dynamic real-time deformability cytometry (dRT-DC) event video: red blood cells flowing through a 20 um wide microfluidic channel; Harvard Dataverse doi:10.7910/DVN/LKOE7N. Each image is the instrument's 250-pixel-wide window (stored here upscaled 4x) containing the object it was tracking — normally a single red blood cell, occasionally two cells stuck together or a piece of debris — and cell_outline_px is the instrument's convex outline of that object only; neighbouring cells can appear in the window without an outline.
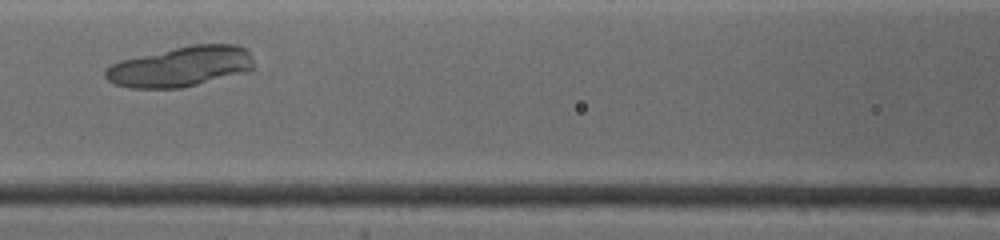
{"species": "common noctule bat (a hibernating species)", "species_latin": "Nyctalus noctula", "temperature_condition": "warm", "stored_images_in_passage": 15, "camera_frame_rate_fps": 4500, "um_per_image_px": 0.085, "animal": {"sex": "female", "body_mass_g": 19.0, "forearm_length_mm": 53.3}, "frame": {"image": 1, "passage_image": 8, "time_ms": 3.778, "image_size_px": [1000, 240], "cell_outline_px": [[252, 68], [248, 72], [180, 88], [132, 88], [116, 84], [108, 80], [104, 76], [104, 72], [112, 64], [120, 60], [188, 44], [236, 44], [248, 48], [252, 60]], "centroid_in_image_um": [15.38, 5.64], "position_along_channel_um": 151.2, "area_um2": 34.91}}
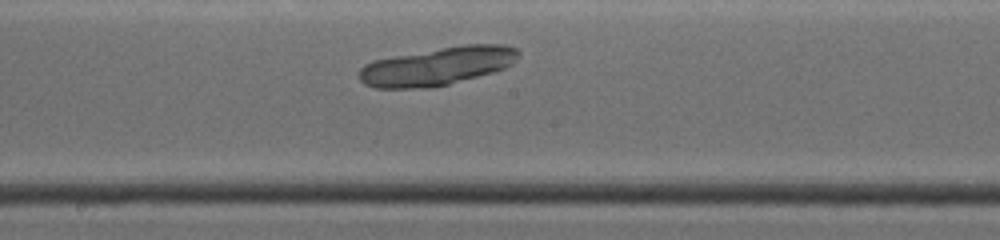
{"frame": {"image": 2, "passage_image": 11, "time_ms": 5.333, "image_size_px": [1000, 240], "cell_outline_px": [[520, 56], [512, 64], [504, 68], [492, 72], [448, 84], [408, 88], [376, 88], [360, 80], [360, 68], [364, 64], [372, 60], [392, 56], [464, 44], [500, 44], [516, 48], [520, 52]], "centroid_in_image_um": [37.19, 5.6], "position_along_channel_um": 211.0, "area_um2": 34.97}}
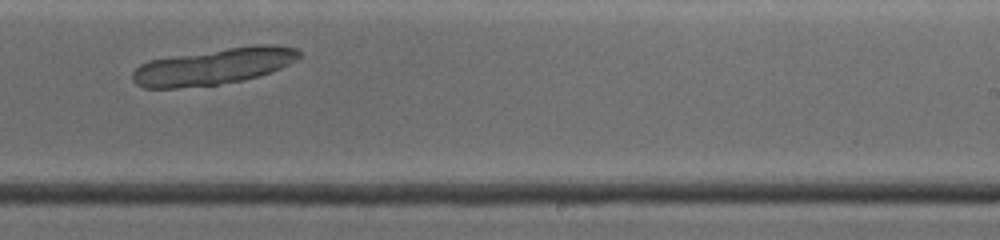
{"frame": {"image": 3, "passage_image": 14, "time_ms": 6.889, "image_size_px": [1000, 240], "cell_outline_px": [[300, 56], [296, 60], [280, 68], [256, 76], [240, 80], [216, 84], [176, 88], [144, 88], [136, 84], [132, 80], [132, 72], [140, 64], [148, 60], [252, 44], [272, 44], [296, 48], [300, 52]], "centroid_in_image_um": [18.14, 5.63], "position_along_channel_um": 270.9, "area_um2": 34.97}}